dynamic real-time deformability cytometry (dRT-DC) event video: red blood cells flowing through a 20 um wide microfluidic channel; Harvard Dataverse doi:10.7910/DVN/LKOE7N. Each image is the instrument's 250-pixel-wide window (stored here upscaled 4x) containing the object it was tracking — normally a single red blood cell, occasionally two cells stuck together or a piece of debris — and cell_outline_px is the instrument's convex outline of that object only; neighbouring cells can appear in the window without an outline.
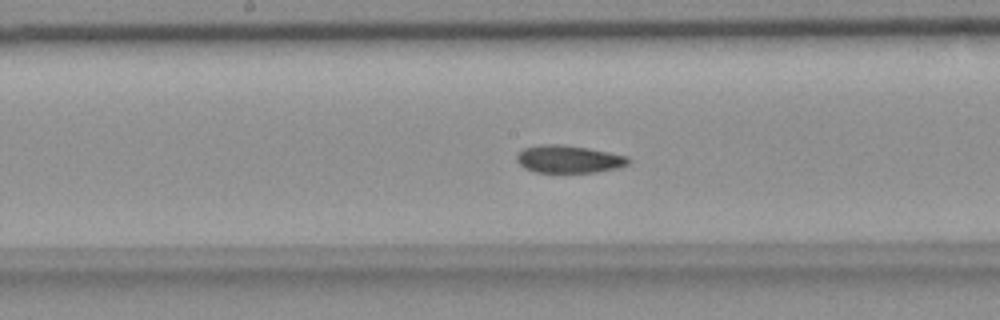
{"species": "common noctule bat (a hibernating species)", "species_latin": "Nyctalus noctula", "temperature_condition": "room temperature", "stored_images_in_passage": 39, "camera_frame_rate_fps": 3000, "um_per_image_px": 0.085, "animal": {"sex": "female", "body_mass_g": 18.4}, "frame": {"image": 1, "passage_image": 11, "time_ms": 3.333, "image_size_px": [1000, 320], "cell_outline_px": [[632, 160], [628, 164], [616, 168], [596, 172], [532, 172], [524, 168], [516, 160], [516, 152], [524, 148], [540, 144], [560, 144], [588, 148], [628, 156]], "centroid_in_image_um": [48.31, 13.52], "position_along_channel_um": 199.9, "area_um2": 18.09}}
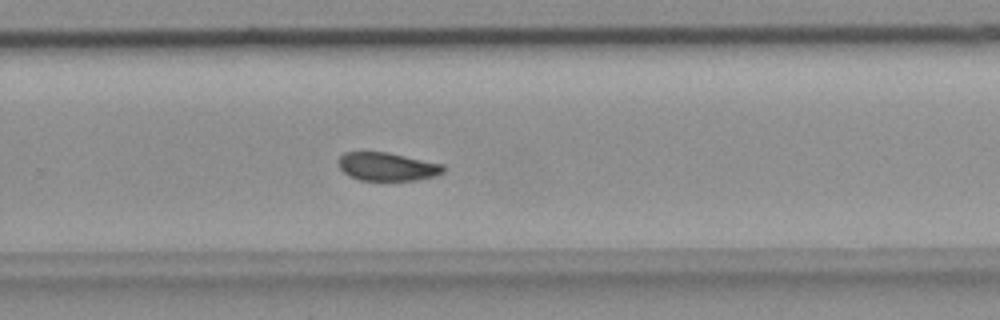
{"frame": {"image": 2, "passage_image": 19, "time_ms": 6.0, "image_size_px": [1000, 320], "cell_outline_px": [[444, 172], [436, 176], [416, 180], [360, 180], [348, 176], [340, 168], [340, 156], [344, 152], [388, 152], [444, 164]], "centroid_in_image_um": [32.95, 14.16], "position_along_channel_um": 296.9, "area_um2": 17.28}}
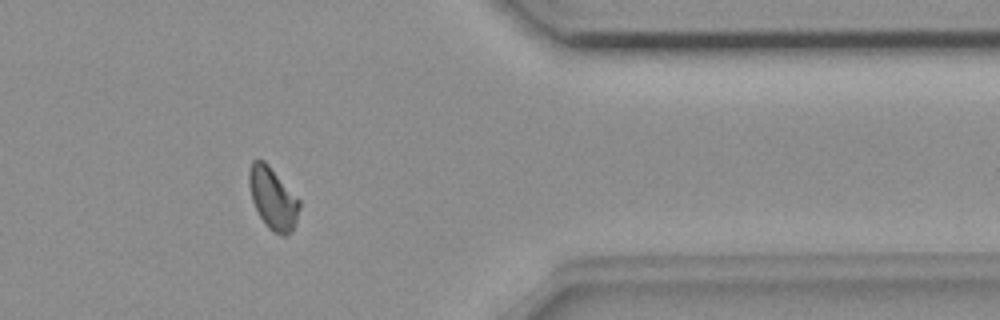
{"frame": {"image": 3, "passage_image": 28, "time_ms": 9.0, "image_size_px": [1000, 320], "cell_outline_px": [[300, 208], [296, 220], [292, 228], [284, 236], [272, 232], [268, 228], [260, 216], [252, 200], [248, 180], [248, 172], [252, 160], [264, 160], [268, 164], [300, 200]], "centroid_in_image_um": [23.18, 16.84], "position_along_channel_um": 388.2, "area_um2": 17.92}}